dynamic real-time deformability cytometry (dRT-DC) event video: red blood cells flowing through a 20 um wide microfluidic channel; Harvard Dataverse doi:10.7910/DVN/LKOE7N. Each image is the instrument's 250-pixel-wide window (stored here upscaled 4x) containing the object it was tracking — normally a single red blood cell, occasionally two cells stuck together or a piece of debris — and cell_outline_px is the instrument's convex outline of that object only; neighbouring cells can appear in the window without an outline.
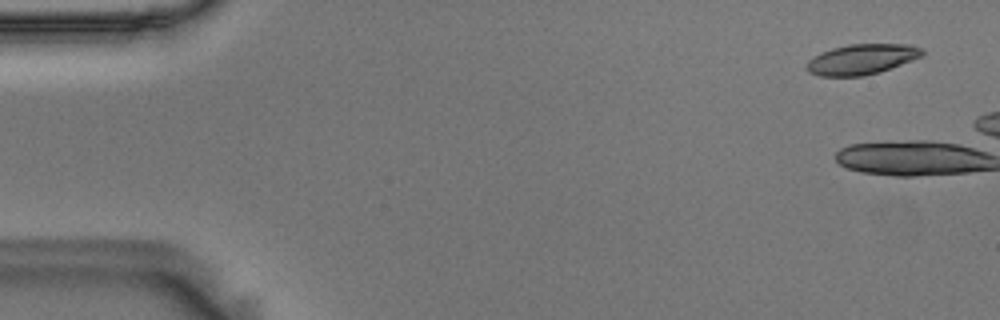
{"species": "Egyptian fruit bat (a non-hibernating species)", "species_latin": "Rousettus aegyptiacus", "temperature_condition": "room temperature", "stored_images_in_passage": 12, "camera_frame_rate_fps": 3000, "um_per_image_px": 0.085, "animal": {"sex": "male"}, "frame": {"image": 1, "passage_image": 3, "time_ms": 0.667, "image_size_px": [1000, 320], "cell_outline_px": [[924, 56], [880, 72], [864, 76], [820, 76], [808, 72], [804, 68], [808, 60], [812, 56], [820, 52], [832, 48], [848, 44], [908, 44], [924, 48]], "centroid_in_image_um": [73.24, 5.03], "position_along_channel_um": 11.8, "area_um2": 20.81}}